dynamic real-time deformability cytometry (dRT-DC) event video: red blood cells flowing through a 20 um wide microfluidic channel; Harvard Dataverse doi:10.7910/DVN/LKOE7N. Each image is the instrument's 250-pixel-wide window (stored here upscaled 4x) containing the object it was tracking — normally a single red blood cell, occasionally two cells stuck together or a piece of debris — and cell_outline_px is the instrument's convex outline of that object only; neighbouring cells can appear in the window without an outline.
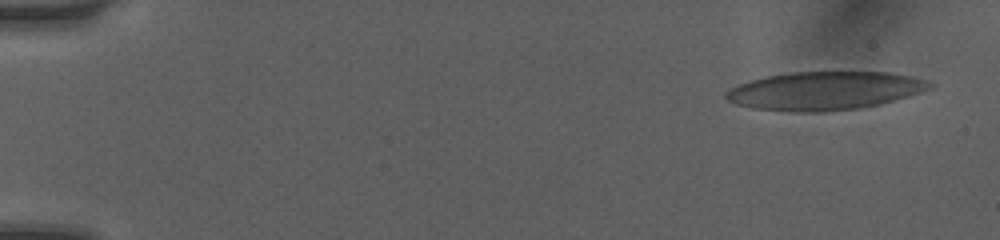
{"species": "human", "species_latin": "Homo sapiens", "temperature_condition": "room temperature", "stored_images_in_passage": 49, "camera_frame_rate_fps": 3000, "um_per_image_px": 0.085, "donor": {"sex": "female"}, "frame": {"image": 1, "passage_image": 1, "time_ms": 0.0, "image_size_px": [1000, 240], "cell_outline_px": [[936, 84], [932, 88], [908, 96], [880, 104], [856, 108], [824, 112], [792, 112], [752, 108], [736, 104], [728, 100], [724, 96], [724, 92], [748, 80], [768, 76], [792, 72], [888, 72], [912, 76], [928, 80]], "centroid_in_image_um": [70.11, 7.71], "position_along_channel_um": 14.9, "area_um2": 45.6}}
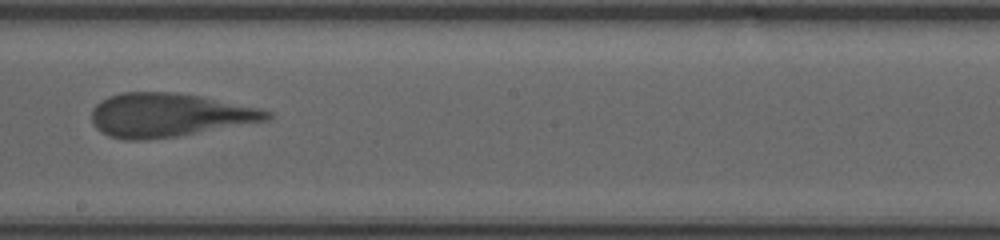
{"frame": {"image": 2, "passage_image": 28, "time_ms": 9.0, "image_size_px": [1000, 240], "cell_outline_px": [[272, 116], [268, 120], [176, 136], [140, 140], [124, 140], [108, 136], [100, 132], [92, 124], [92, 108], [100, 100], [108, 96], [120, 92], [172, 92], [200, 96], [260, 108], [272, 112]], "centroid_in_image_um": [14.3, 9.77], "position_along_channel_um": 233.9, "area_um2": 44.51}}
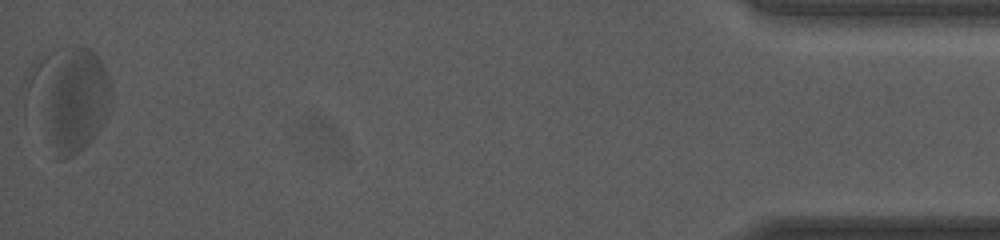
{"frame": {"image": 3, "passage_image": 49, "time_ms": 16.0, "image_size_px": [1000, 240], "cell_outline_px": [[112, 92], [108, 116], [104, 124], [92, 140], [80, 152], [64, 160], [56, 160], [24, 120], [20, 88], [28, 68], [32, 64], [56, 48], [80, 44], [88, 48], [100, 60], [108, 76], [112, 88]], "centroid_in_image_um": [5.64, 8.45], "position_along_channel_um": 429.6, "area_um2": 55.49}, "authors_computed_cell_mechanics": {"area_um2": 45.4308, "velocity_mm_per_s": 4.0152, "shape_relaxation_time_tau1_ms": 3.3183, "shape_relaxation_time_tau2_ms": 0.866, "deformation_change_tau1": 0.1512, "deformation_change_tau2": 0.0872}}